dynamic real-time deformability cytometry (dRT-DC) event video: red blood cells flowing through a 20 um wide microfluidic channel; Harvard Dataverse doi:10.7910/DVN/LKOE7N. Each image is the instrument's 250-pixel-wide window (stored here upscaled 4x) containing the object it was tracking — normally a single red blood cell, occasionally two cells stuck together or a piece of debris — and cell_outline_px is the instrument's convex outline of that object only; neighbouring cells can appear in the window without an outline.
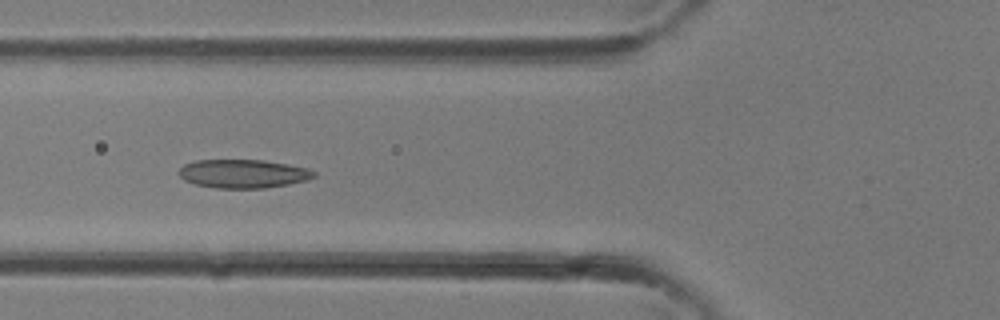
{"species": "common noctule bat (a hibernating species)", "species_latin": "Nyctalus noctula", "temperature_condition": "room temperature", "stored_images_in_passage": 32, "camera_frame_rate_fps": 3000, "um_per_image_px": 0.085, "animal": {"sex": "female"}, "frame": {"image": 1, "passage_image": 11, "time_ms": 3.333, "image_size_px": [1000, 320], "cell_outline_px": [[316, 176], [308, 180], [288, 184], [264, 188], [216, 188], [196, 184], [184, 180], [180, 176], [180, 168], [184, 164], [196, 160], [264, 160], [288, 164], [308, 168], [316, 172]], "centroid_in_image_um": [20.7, 14.76], "position_along_channel_um": 105.1, "area_um2": 22.48}}
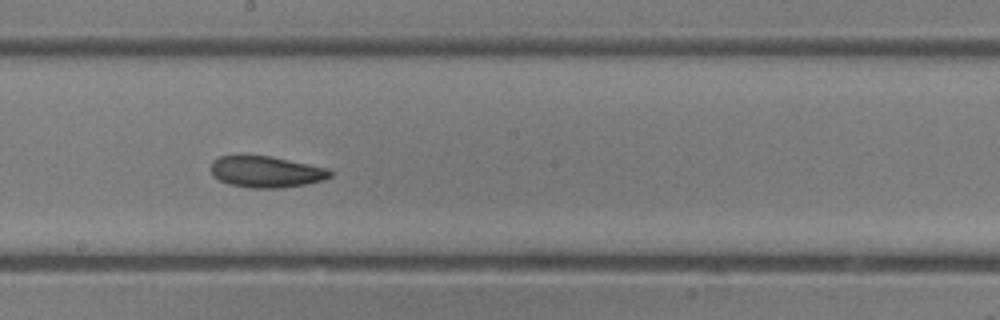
{"frame": {"image": 2, "passage_image": 17, "time_ms": 5.333, "image_size_px": [1000, 320], "cell_outline_px": [[332, 176], [324, 180], [304, 184], [280, 188], [248, 188], [228, 184], [212, 176], [212, 160], [220, 156], [272, 156], [328, 168], [332, 172]], "centroid_in_image_um": [22.63, 14.61], "position_along_channel_um": 225.6, "area_um2": 21.79}}
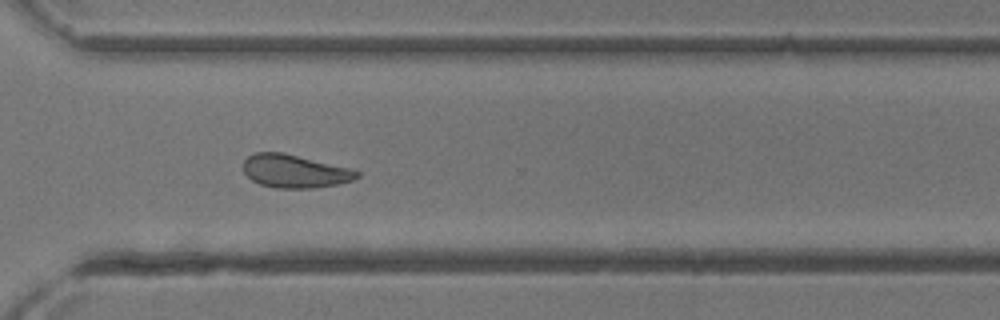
{"frame": {"image": 3, "passage_image": 23, "time_ms": 7.333, "image_size_px": [1000, 320], "cell_outline_px": [[360, 176], [352, 180], [336, 184], [312, 188], [276, 188], [260, 184], [252, 180], [244, 172], [244, 160], [248, 156], [256, 152], [280, 152], [352, 168], [360, 172]], "centroid_in_image_um": [25.06, 14.55], "position_along_channel_um": 345.5, "area_um2": 21.79}}